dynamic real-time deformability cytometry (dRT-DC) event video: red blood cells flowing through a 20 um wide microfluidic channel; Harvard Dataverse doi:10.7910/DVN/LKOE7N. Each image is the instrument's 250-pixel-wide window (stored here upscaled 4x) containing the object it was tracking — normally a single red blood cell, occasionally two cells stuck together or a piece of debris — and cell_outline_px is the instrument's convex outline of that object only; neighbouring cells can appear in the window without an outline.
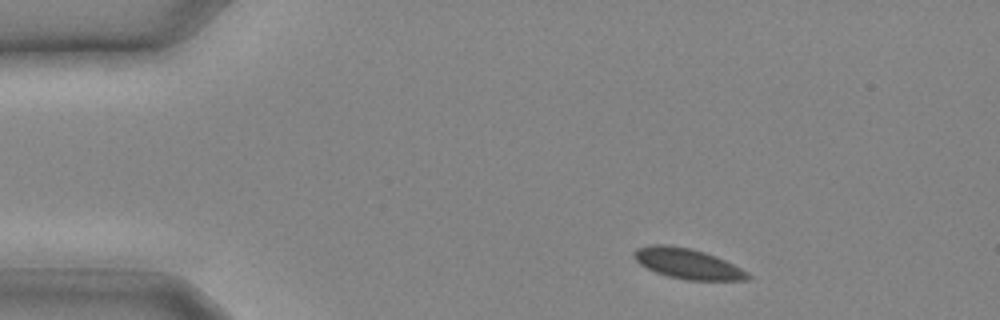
{"species": "common noctule bat (a hibernating species)", "species_latin": "Nyctalus noctula", "temperature_condition": "cold", "stored_images_in_passage": 11, "camera_frame_rate_fps": 3000, "um_per_image_px": 0.085, "animal": {"sex": "male", "body_mass_g": 20.4}, "frame": {"image": 1, "passage_image": 2, "time_ms": 0.333, "image_size_px": [1000, 320], "cell_outline_px": [[752, 276], [748, 280], [688, 280], [668, 276], [656, 272], [640, 264], [632, 256], [632, 252], [636, 248], [652, 244], [668, 244], [688, 248], [704, 252], [716, 256], [748, 272]], "centroid_in_image_um": [58.42, 22.4], "position_along_channel_um": 26.6, "area_um2": 20.06}}
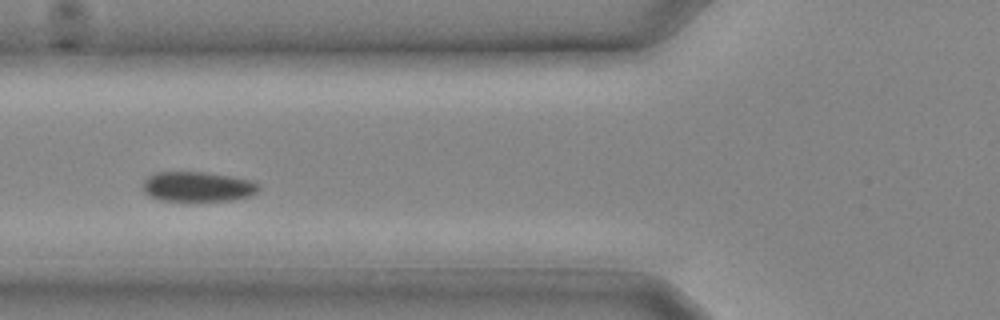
{"frame": {"image": 2, "passage_image": 8, "time_ms": 2.333, "image_size_px": [1000, 320], "cell_outline_px": [[260, 188], [256, 192], [248, 196], [236, 200], [188, 204], [156, 200], [144, 192], [144, 180], [148, 176], [156, 172], [204, 172], [252, 180], [260, 184]], "centroid_in_image_um": [16.79, 15.93], "position_along_channel_um": 109.0, "area_um2": 21.21}}
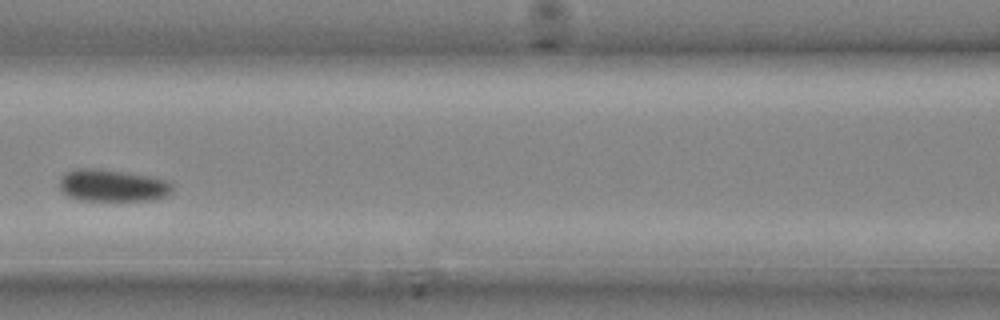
{"frame": {"image": 3, "passage_image": 10, "time_ms": 3.0, "image_size_px": [1000, 320], "cell_outline_px": [[172, 192], [164, 196], [152, 200], [80, 200], [68, 196], [60, 192], [60, 176], [64, 172], [76, 168], [100, 168], [152, 176], [172, 180]], "centroid_in_image_um": [9.55, 15.74], "position_along_channel_um": 157.0, "area_um2": 21.56}}